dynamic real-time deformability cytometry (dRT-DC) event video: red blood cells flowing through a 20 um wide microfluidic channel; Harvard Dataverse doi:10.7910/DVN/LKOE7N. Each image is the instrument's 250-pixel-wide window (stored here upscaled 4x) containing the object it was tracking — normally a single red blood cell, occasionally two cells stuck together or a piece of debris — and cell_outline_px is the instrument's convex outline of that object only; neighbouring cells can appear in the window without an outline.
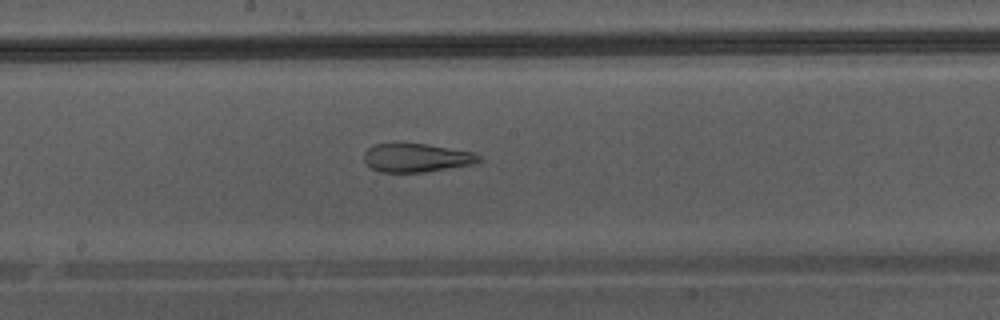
{"species": "Egyptian fruit bat (a non-hibernating species)", "species_latin": "Rousettus aegyptiacus", "temperature_condition": "warm", "stored_images_in_passage": 22, "camera_frame_rate_fps": 3000, "um_per_image_px": 0.085, "animal": {"sex": "male"}, "frame": {"image": 1, "passage_image": 12, "time_ms": 3.667, "image_size_px": [1000, 320], "cell_outline_px": [[480, 160], [476, 164], [424, 172], [380, 172], [372, 168], [364, 160], [364, 152], [372, 144], [428, 144], [472, 152], [480, 156]], "centroid_in_image_um": [35.4, 13.42], "position_along_channel_um": 212.8, "area_um2": 19.02}}
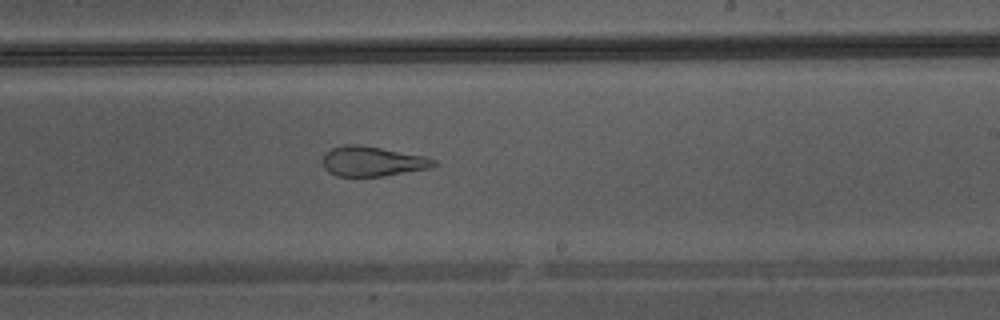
{"frame": {"image": 2, "passage_image": 15, "time_ms": 4.667, "image_size_px": [1000, 320], "cell_outline_px": [[436, 164], [428, 168], [384, 176], [336, 176], [328, 172], [324, 168], [324, 156], [332, 148], [344, 144], [360, 144], [424, 156], [436, 160]], "centroid_in_image_um": [31.64, 13.71], "position_along_channel_um": 257.4, "area_um2": 19.13}}